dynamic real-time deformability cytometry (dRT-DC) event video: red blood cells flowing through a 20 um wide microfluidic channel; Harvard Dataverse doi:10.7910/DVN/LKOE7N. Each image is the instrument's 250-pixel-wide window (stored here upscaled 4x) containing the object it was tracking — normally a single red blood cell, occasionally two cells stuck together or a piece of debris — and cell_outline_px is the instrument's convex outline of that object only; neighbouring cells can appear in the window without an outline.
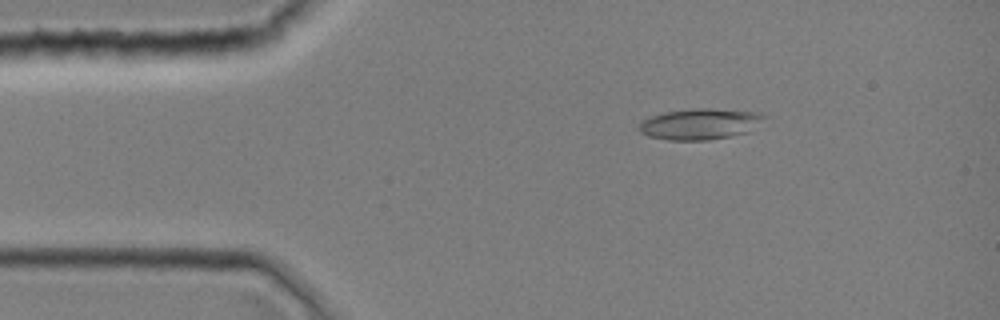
{"species": "common noctule bat (a hibernating species)", "species_latin": "Nyctalus noctula", "temperature_condition": "room temperature", "stored_images_in_passage": 1, "camera_frame_rate_fps": 3000, "um_per_image_px": 0.085, "animal": {"sex": "female", "body_mass_g": 19.0, "forearm_length_mm": 51.5}, "frame": {"image": 1, "passage_image": 1, "time_ms": 0.0, "image_size_px": [1000, 320], "cell_outline_px": [[768, 116], [748, 132], [732, 136], [708, 140], [668, 140], [648, 136], [640, 132], [640, 120], [648, 116], [664, 112], [692, 108], [708, 108], [760, 112]], "centroid_in_image_um": [59.49, 10.53], "position_along_channel_um": 25.5, "area_um2": 22.83}}